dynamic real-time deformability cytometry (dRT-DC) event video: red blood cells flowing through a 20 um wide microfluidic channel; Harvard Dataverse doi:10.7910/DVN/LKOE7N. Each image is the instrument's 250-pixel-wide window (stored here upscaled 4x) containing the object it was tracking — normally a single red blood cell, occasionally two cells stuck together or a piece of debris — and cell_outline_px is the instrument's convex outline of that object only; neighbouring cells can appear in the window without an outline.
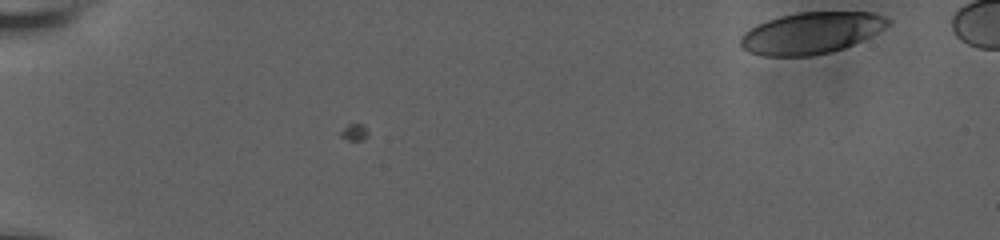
{"species": "human", "species_latin": "Homo sapiens", "temperature_condition": "room temperature", "stored_images_in_passage": 50, "camera_frame_rate_fps": 3000, "um_per_image_px": 0.085, "donor": {"sex": "male"}, "frame": {"image": 1, "passage_image": 1, "time_ms": 0.0, "image_size_px": [1000, 240], "cell_outline_px": [[892, 20], [884, 28], [844, 48], [828, 52], [808, 56], [764, 56], [748, 52], [740, 44], [740, 36], [744, 32], [768, 20], [780, 16], [796, 12], [872, 12], [884, 16]], "centroid_in_image_um": [68.93, 2.8], "position_along_channel_um": 16.1, "area_um2": 35.26}}
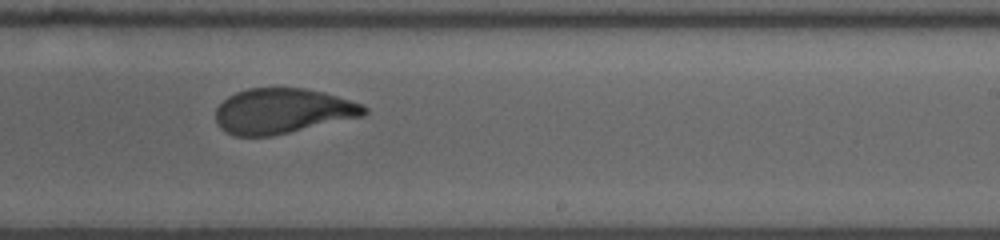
{"frame": {"image": 2, "passage_image": 35, "time_ms": 11.333, "image_size_px": [1000, 240], "cell_outline_px": [[368, 112], [364, 116], [272, 136], [236, 136], [220, 128], [216, 120], [216, 108], [228, 96], [236, 92], [248, 88], [304, 88], [324, 92], [364, 104], [368, 108]], "centroid_in_image_um": [24.05, 9.43], "position_along_channel_um": 265.0, "area_um2": 39.19}}
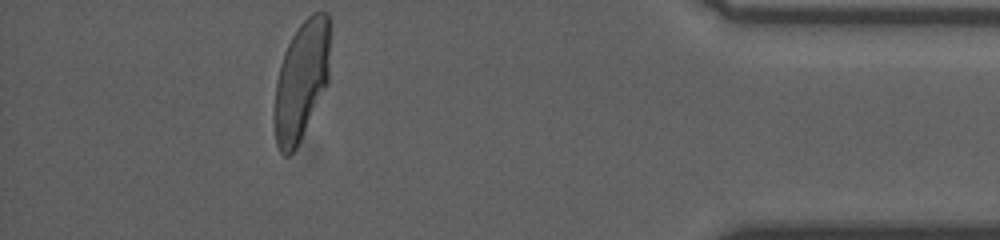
{"frame": {"image": 3, "passage_image": 50, "time_ms": 16.333, "image_size_px": [1000, 240], "cell_outline_px": [[328, 84], [296, 148], [288, 156], [284, 156], [280, 152], [276, 144], [272, 116], [276, 84], [280, 64], [284, 52], [296, 28], [312, 12], [328, 12]], "centroid_in_image_um": [25.57, 6.89], "position_along_channel_um": 409.6, "area_um2": 38.73}, "authors_computed_cell_mechanics": {"area_um2": 39.4774, "velocity_mm_per_s": 3.7124, "shape_relaxation_time_tau1_ms": 6.2044, "shape_relaxation_time_tau2_ms": 1.0511, "deformation_change_tau1": 0.2094, "deformation_change_tau2": 0.0749}}